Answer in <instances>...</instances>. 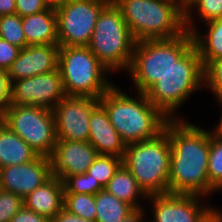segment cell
Instances as JSON below:
<instances>
[{
	"label": "cell",
	"instance_id": "14",
	"mask_svg": "<svg viewBox=\"0 0 222 222\" xmlns=\"http://www.w3.org/2000/svg\"><path fill=\"white\" fill-rule=\"evenodd\" d=\"M98 156L97 150L88 141L57 140L55 148L48 156L51 177L87 172Z\"/></svg>",
	"mask_w": 222,
	"mask_h": 222
},
{
	"label": "cell",
	"instance_id": "33",
	"mask_svg": "<svg viewBox=\"0 0 222 222\" xmlns=\"http://www.w3.org/2000/svg\"><path fill=\"white\" fill-rule=\"evenodd\" d=\"M16 14L21 17L40 13L48 7L42 0H15Z\"/></svg>",
	"mask_w": 222,
	"mask_h": 222
},
{
	"label": "cell",
	"instance_id": "37",
	"mask_svg": "<svg viewBox=\"0 0 222 222\" xmlns=\"http://www.w3.org/2000/svg\"><path fill=\"white\" fill-rule=\"evenodd\" d=\"M16 14L15 0H0V17Z\"/></svg>",
	"mask_w": 222,
	"mask_h": 222
},
{
	"label": "cell",
	"instance_id": "16",
	"mask_svg": "<svg viewBox=\"0 0 222 222\" xmlns=\"http://www.w3.org/2000/svg\"><path fill=\"white\" fill-rule=\"evenodd\" d=\"M58 44L27 45L7 70L9 82L46 74L58 69Z\"/></svg>",
	"mask_w": 222,
	"mask_h": 222
},
{
	"label": "cell",
	"instance_id": "30",
	"mask_svg": "<svg viewBox=\"0 0 222 222\" xmlns=\"http://www.w3.org/2000/svg\"><path fill=\"white\" fill-rule=\"evenodd\" d=\"M213 90L216 98H222V58L210 62L204 68V85Z\"/></svg>",
	"mask_w": 222,
	"mask_h": 222
},
{
	"label": "cell",
	"instance_id": "19",
	"mask_svg": "<svg viewBox=\"0 0 222 222\" xmlns=\"http://www.w3.org/2000/svg\"><path fill=\"white\" fill-rule=\"evenodd\" d=\"M27 45L58 44L56 9L46 10L22 17Z\"/></svg>",
	"mask_w": 222,
	"mask_h": 222
},
{
	"label": "cell",
	"instance_id": "22",
	"mask_svg": "<svg viewBox=\"0 0 222 222\" xmlns=\"http://www.w3.org/2000/svg\"><path fill=\"white\" fill-rule=\"evenodd\" d=\"M104 189L116 196L119 200L130 204L134 209H141V206L137 204L138 201L136 200L138 196L148 197L124 164L119 167Z\"/></svg>",
	"mask_w": 222,
	"mask_h": 222
},
{
	"label": "cell",
	"instance_id": "40",
	"mask_svg": "<svg viewBox=\"0 0 222 222\" xmlns=\"http://www.w3.org/2000/svg\"><path fill=\"white\" fill-rule=\"evenodd\" d=\"M211 222H222V213L211 208Z\"/></svg>",
	"mask_w": 222,
	"mask_h": 222
},
{
	"label": "cell",
	"instance_id": "39",
	"mask_svg": "<svg viewBox=\"0 0 222 222\" xmlns=\"http://www.w3.org/2000/svg\"><path fill=\"white\" fill-rule=\"evenodd\" d=\"M142 213H143L142 209H135L121 222H143L142 220L144 215Z\"/></svg>",
	"mask_w": 222,
	"mask_h": 222
},
{
	"label": "cell",
	"instance_id": "35",
	"mask_svg": "<svg viewBox=\"0 0 222 222\" xmlns=\"http://www.w3.org/2000/svg\"><path fill=\"white\" fill-rule=\"evenodd\" d=\"M10 222H51L46 216L40 215L23 206Z\"/></svg>",
	"mask_w": 222,
	"mask_h": 222
},
{
	"label": "cell",
	"instance_id": "36",
	"mask_svg": "<svg viewBox=\"0 0 222 222\" xmlns=\"http://www.w3.org/2000/svg\"><path fill=\"white\" fill-rule=\"evenodd\" d=\"M51 222H94L85 218L79 217L64 207L57 213V215L51 220Z\"/></svg>",
	"mask_w": 222,
	"mask_h": 222
},
{
	"label": "cell",
	"instance_id": "28",
	"mask_svg": "<svg viewBox=\"0 0 222 222\" xmlns=\"http://www.w3.org/2000/svg\"><path fill=\"white\" fill-rule=\"evenodd\" d=\"M64 193H79L96 195L104 189L97 180H93L87 172L83 174L64 176L61 178Z\"/></svg>",
	"mask_w": 222,
	"mask_h": 222
},
{
	"label": "cell",
	"instance_id": "5",
	"mask_svg": "<svg viewBox=\"0 0 222 222\" xmlns=\"http://www.w3.org/2000/svg\"><path fill=\"white\" fill-rule=\"evenodd\" d=\"M204 86V67L197 48L193 45L146 92L148 100L169 120L189 95Z\"/></svg>",
	"mask_w": 222,
	"mask_h": 222
},
{
	"label": "cell",
	"instance_id": "42",
	"mask_svg": "<svg viewBox=\"0 0 222 222\" xmlns=\"http://www.w3.org/2000/svg\"><path fill=\"white\" fill-rule=\"evenodd\" d=\"M218 101L220 102V105H222V98H217ZM215 133L222 135V116H221V120L218 126H216L215 128Z\"/></svg>",
	"mask_w": 222,
	"mask_h": 222
},
{
	"label": "cell",
	"instance_id": "13",
	"mask_svg": "<svg viewBox=\"0 0 222 222\" xmlns=\"http://www.w3.org/2000/svg\"><path fill=\"white\" fill-rule=\"evenodd\" d=\"M198 197L170 193L149 196L154 206L153 222H211V208L199 206Z\"/></svg>",
	"mask_w": 222,
	"mask_h": 222
},
{
	"label": "cell",
	"instance_id": "29",
	"mask_svg": "<svg viewBox=\"0 0 222 222\" xmlns=\"http://www.w3.org/2000/svg\"><path fill=\"white\" fill-rule=\"evenodd\" d=\"M23 206L22 197L0 189V222H10Z\"/></svg>",
	"mask_w": 222,
	"mask_h": 222
},
{
	"label": "cell",
	"instance_id": "21",
	"mask_svg": "<svg viewBox=\"0 0 222 222\" xmlns=\"http://www.w3.org/2000/svg\"><path fill=\"white\" fill-rule=\"evenodd\" d=\"M208 25L206 38L196 32L193 24L185 25V29L192 33L194 46L198 50L204 68L210 62L222 58V19L208 21Z\"/></svg>",
	"mask_w": 222,
	"mask_h": 222
},
{
	"label": "cell",
	"instance_id": "24",
	"mask_svg": "<svg viewBox=\"0 0 222 222\" xmlns=\"http://www.w3.org/2000/svg\"><path fill=\"white\" fill-rule=\"evenodd\" d=\"M122 164L123 159L117 156L98 155L88 168L87 173L91 175L94 181L97 180L105 188Z\"/></svg>",
	"mask_w": 222,
	"mask_h": 222
},
{
	"label": "cell",
	"instance_id": "32",
	"mask_svg": "<svg viewBox=\"0 0 222 222\" xmlns=\"http://www.w3.org/2000/svg\"><path fill=\"white\" fill-rule=\"evenodd\" d=\"M21 48L0 38V69L8 70L18 57Z\"/></svg>",
	"mask_w": 222,
	"mask_h": 222
},
{
	"label": "cell",
	"instance_id": "18",
	"mask_svg": "<svg viewBox=\"0 0 222 222\" xmlns=\"http://www.w3.org/2000/svg\"><path fill=\"white\" fill-rule=\"evenodd\" d=\"M24 206L52 220L63 208L64 186L61 179L51 177L24 199Z\"/></svg>",
	"mask_w": 222,
	"mask_h": 222
},
{
	"label": "cell",
	"instance_id": "17",
	"mask_svg": "<svg viewBox=\"0 0 222 222\" xmlns=\"http://www.w3.org/2000/svg\"><path fill=\"white\" fill-rule=\"evenodd\" d=\"M88 142L97 150L98 155L124 157L126 144L109 120L104 107L98 103L89 119Z\"/></svg>",
	"mask_w": 222,
	"mask_h": 222
},
{
	"label": "cell",
	"instance_id": "38",
	"mask_svg": "<svg viewBox=\"0 0 222 222\" xmlns=\"http://www.w3.org/2000/svg\"><path fill=\"white\" fill-rule=\"evenodd\" d=\"M181 1V8L185 14V25L191 24V13H190V8L198 1V0H180Z\"/></svg>",
	"mask_w": 222,
	"mask_h": 222
},
{
	"label": "cell",
	"instance_id": "3",
	"mask_svg": "<svg viewBox=\"0 0 222 222\" xmlns=\"http://www.w3.org/2000/svg\"><path fill=\"white\" fill-rule=\"evenodd\" d=\"M136 42L171 39L183 34L185 14L180 0H113Z\"/></svg>",
	"mask_w": 222,
	"mask_h": 222
},
{
	"label": "cell",
	"instance_id": "23",
	"mask_svg": "<svg viewBox=\"0 0 222 222\" xmlns=\"http://www.w3.org/2000/svg\"><path fill=\"white\" fill-rule=\"evenodd\" d=\"M96 221L121 222L135 209L128 203L102 189L95 195Z\"/></svg>",
	"mask_w": 222,
	"mask_h": 222
},
{
	"label": "cell",
	"instance_id": "31",
	"mask_svg": "<svg viewBox=\"0 0 222 222\" xmlns=\"http://www.w3.org/2000/svg\"><path fill=\"white\" fill-rule=\"evenodd\" d=\"M193 6L206 22L222 19V0H198Z\"/></svg>",
	"mask_w": 222,
	"mask_h": 222
},
{
	"label": "cell",
	"instance_id": "8",
	"mask_svg": "<svg viewBox=\"0 0 222 222\" xmlns=\"http://www.w3.org/2000/svg\"><path fill=\"white\" fill-rule=\"evenodd\" d=\"M58 68L67 96L100 99L113 86L103 74L109 69L87 46H60Z\"/></svg>",
	"mask_w": 222,
	"mask_h": 222
},
{
	"label": "cell",
	"instance_id": "2",
	"mask_svg": "<svg viewBox=\"0 0 222 222\" xmlns=\"http://www.w3.org/2000/svg\"><path fill=\"white\" fill-rule=\"evenodd\" d=\"M112 86L99 99L109 120L128 145L157 137L164 131L169 119L157 109L145 93L134 99Z\"/></svg>",
	"mask_w": 222,
	"mask_h": 222
},
{
	"label": "cell",
	"instance_id": "10",
	"mask_svg": "<svg viewBox=\"0 0 222 222\" xmlns=\"http://www.w3.org/2000/svg\"><path fill=\"white\" fill-rule=\"evenodd\" d=\"M109 0H64L56 8L59 46H88L98 15Z\"/></svg>",
	"mask_w": 222,
	"mask_h": 222
},
{
	"label": "cell",
	"instance_id": "6",
	"mask_svg": "<svg viewBox=\"0 0 222 222\" xmlns=\"http://www.w3.org/2000/svg\"><path fill=\"white\" fill-rule=\"evenodd\" d=\"M194 45L187 30L171 39L136 42L129 73L137 91L145 93Z\"/></svg>",
	"mask_w": 222,
	"mask_h": 222
},
{
	"label": "cell",
	"instance_id": "20",
	"mask_svg": "<svg viewBox=\"0 0 222 222\" xmlns=\"http://www.w3.org/2000/svg\"><path fill=\"white\" fill-rule=\"evenodd\" d=\"M37 157L32 147L0 120V169L24 164Z\"/></svg>",
	"mask_w": 222,
	"mask_h": 222
},
{
	"label": "cell",
	"instance_id": "7",
	"mask_svg": "<svg viewBox=\"0 0 222 222\" xmlns=\"http://www.w3.org/2000/svg\"><path fill=\"white\" fill-rule=\"evenodd\" d=\"M135 43L120 8L114 1H109L98 15L87 47L112 71L129 69Z\"/></svg>",
	"mask_w": 222,
	"mask_h": 222
},
{
	"label": "cell",
	"instance_id": "15",
	"mask_svg": "<svg viewBox=\"0 0 222 222\" xmlns=\"http://www.w3.org/2000/svg\"><path fill=\"white\" fill-rule=\"evenodd\" d=\"M50 178L48 157L38 156L36 159L24 164L1 168L0 189L15 193L24 199Z\"/></svg>",
	"mask_w": 222,
	"mask_h": 222
},
{
	"label": "cell",
	"instance_id": "27",
	"mask_svg": "<svg viewBox=\"0 0 222 222\" xmlns=\"http://www.w3.org/2000/svg\"><path fill=\"white\" fill-rule=\"evenodd\" d=\"M208 178L214 188L222 181V135L214 131L210 138Z\"/></svg>",
	"mask_w": 222,
	"mask_h": 222
},
{
	"label": "cell",
	"instance_id": "26",
	"mask_svg": "<svg viewBox=\"0 0 222 222\" xmlns=\"http://www.w3.org/2000/svg\"><path fill=\"white\" fill-rule=\"evenodd\" d=\"M0 38L19 48L26 47L22 17L18 14L0 17Z\"/></svg>",
	"mask_w": 222,
	"mask_h": 222
},
{
	"label": "cell",
	"instance_id": "34",
	"mask_svg": "<svg viewBox=\"0 0 222 222\" xmlns=\"http://www.w3.org/2000/svg\"><path fill=\"white\" fill-rule=\"evenodd\" d=\"M9 89L10 83L7 71L0 69V117L4 114L9 105Z\"/></svg>",
	"mask_w": 222,
	"mask_h": 222
},
{
	"label": "cell",
	"instance_id": "11",
	"mask_svg": "<svg viewBox=\"0 0 222 222\" xmlns=\"http://www.w3.org/2000/svg\"><path fill=\"white\" fill-rule=\"evenodd\" d=\"M9 83V104L53 110L55 105L66 96L59 68L46 74Z\"/></svg>",
	"mask_w": 222,
	"mask_h": 222
},
{
	"label": "cell",
	"instance_id": "9",
	"mask_svg": "<svg viewBox=\"0 0 222 222\" xmlns=\"http://www.w3.org/2000/svg\"><path fill=\"white\" fill-rule=\"evenodd\" d=\"M0 120L23 139L38 156L48 157L57 142L53 110L9 104Z\"/></svg>",
	"mask_w": 222,
	"mask_h": 222
},
{
	"label": "cell",
	"instance_id": "1",
	"mask_svg": "<svg viewBox=\"0 0 222 222\" xmlns=\"http://www.w3.org/2000/svg\"><path fill=\"white\" fill-rule=\"evenodd\" d=\"M164 130L171 145L169 193L197 196L213 193L215 188L208 178L211 132L179 118L169 120Z\"/></svg>",
	"mask_w": 222,
	"mask_h": 222
},
{
	"label": "cell",
	"instance_id": "41",
	"mask_svg": "<svg viewBox=\"0 0 222 222\" xmlns=\"http://www.w3.org/2000/svg\"><path fill=\"white\" fill-rule=\"evenodd\" d=\"M47 7L57 8L64 0H42Z\"/></svg>",
	"mask_w": 222,
	"mask_h": 222
},
{
	"label": "cell",
	"instance_id": "43",
	"mask_svg": "<svg viewBox=\"0 0 222 222\" xmlns=\"http://www.w3.org/2000/svg\"><path fill=\"white\" fill-rule=\"evenodd\" d=\"M218 189L222 190V181L219 183V185L214 190H218Z\"/></svg>",
	"mask_w": 222,
	"mask_h": 222
},
{
	"label": "cell",
	"instance_id": "25",
	"mask_svg": "<svg viewBox=\"0 0 222 222\" xmlns=\"http://www.w3.org/2000/svg\"><path fill=\"white\" fill-rule=\"evenodd\" d=\"M63 207L79 217L96 221L95 195L64 193Z\"/></svg>",
	"mask_w": 222,
	"mask_h": 222
},
{
	"label": "cell",
	"instance_id": "12",
	"mask_svg": "<svg viewBox=\"0 0 222 222\" xmlns=\"http://www.w3.org/2000/svg\"><path fill=\"white\" fill-rule=\"evenodd\" d=\"M99 98L65 96L54 107L58 140L88 141L89 119Z\"/></svg>",
	"mask_w": 222,
	"mask_h": 222
},
{
	"label": "cell",
	"instance_id": "4",
	"mask_svg": "<svg viewBox=\"0 0 222 222\" xmlns=\"http://www.w3.org/2000/svg\"><path fill=\"white\" fill-rule=\"evenodd\" d=\"M171 145L164 130L157 137L126 145L123 164L149 196L169 193Z\"/></svg>",
	"mask_w": 222,
	"mask_h": 222
}]
</instances>
